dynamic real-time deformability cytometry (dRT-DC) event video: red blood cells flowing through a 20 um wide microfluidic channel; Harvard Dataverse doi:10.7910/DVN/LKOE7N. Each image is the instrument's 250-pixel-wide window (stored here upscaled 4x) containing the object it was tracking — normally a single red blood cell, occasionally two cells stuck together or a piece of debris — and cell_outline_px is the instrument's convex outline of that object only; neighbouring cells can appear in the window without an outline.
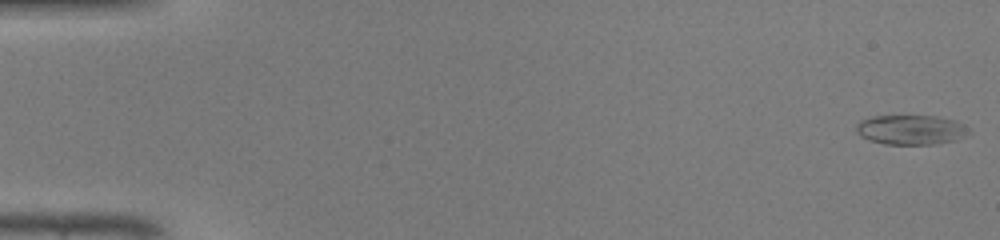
{"species": "common noctule bat (a hibernating species)", "species_latin": "Nyctalus noctula", "temperature_condition": "warm", "stored_images_in_passage": 47, "camera_frame_rate_fps": 3000, "um_per_image_px": 0.085, "animal": {"sex": "male", "body_mass_g": 19.0, "forearm_length_mm": 50.8}, "frame": {"image": 1, "passage_image": 1, "time_ms": 0.0, "image_size_px": [1000, 240], "cell_outline_px": [[972, 132], [956, 140], [936, 144], [884, 144], [860, 136], [856, 132], [856, 124], [860, 120], [872, 116], [936, 116], [956, 120], [964, 124]], "centroid_in_image_um": [77.45, 11.02], "position_along_channel_um": 7.5, "area_um2": 19.59}}
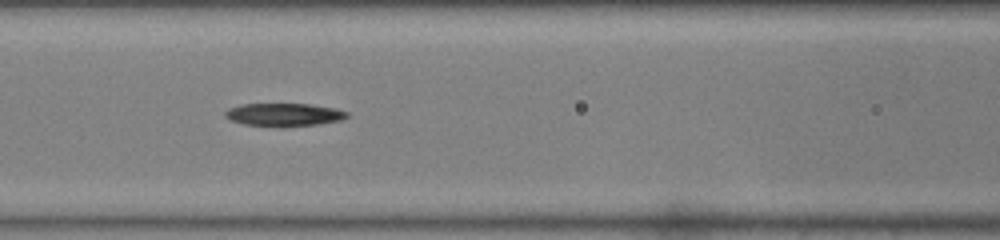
{"frame": {"image": 2, "passage_image": 21, "time_ms": 6.667, "image_size_px": [1000, 240], "cell_outline_px": [[348, 116], [340, 120], [316, 124], [280, 128], [244, 124], [228, 120], [224, 116], [224, 112], [228, 108], [240, 104], [312, 104], [336, 108], [348, 112]], "centroid_in_image_um": [24.08, 9.75], "position_along_channel_um": 142.5, "area_um2": 16.65}}
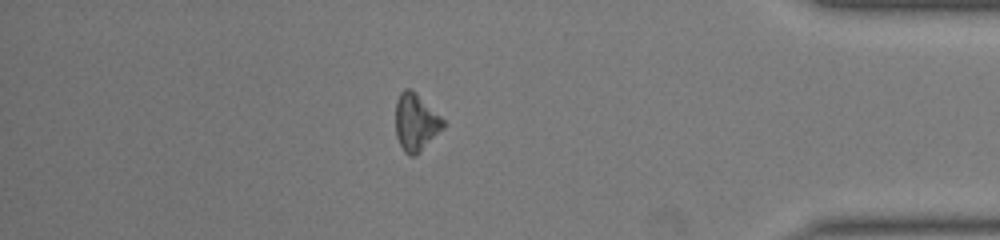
{"frame": {"image": 3, "passage_image": 41, "time_ms": 13.333, "image_size_px": [1000, 240], "cell_outline_px": [[448, 124], [416, 156], [408, 156], [404, 152], [396, 136], [396, 100], [400, 92], [404, 88], [412, 88]], "centroid_in_image_um": [35.35, 10.39], "position_along_channel_um": 399.8, "area_um2": 16.13}, "authors_computed_cell_mechanics": {"area_um2": 16.4152, "velocity_mm_per_s": 4.3403, "shape_relaxation_time_tau1_ms": 3.9157, "shape_relaxation_time_tau2_ms": null, "deformation_change_tau1": 0.1537, "deformation_change_tau2": null}}